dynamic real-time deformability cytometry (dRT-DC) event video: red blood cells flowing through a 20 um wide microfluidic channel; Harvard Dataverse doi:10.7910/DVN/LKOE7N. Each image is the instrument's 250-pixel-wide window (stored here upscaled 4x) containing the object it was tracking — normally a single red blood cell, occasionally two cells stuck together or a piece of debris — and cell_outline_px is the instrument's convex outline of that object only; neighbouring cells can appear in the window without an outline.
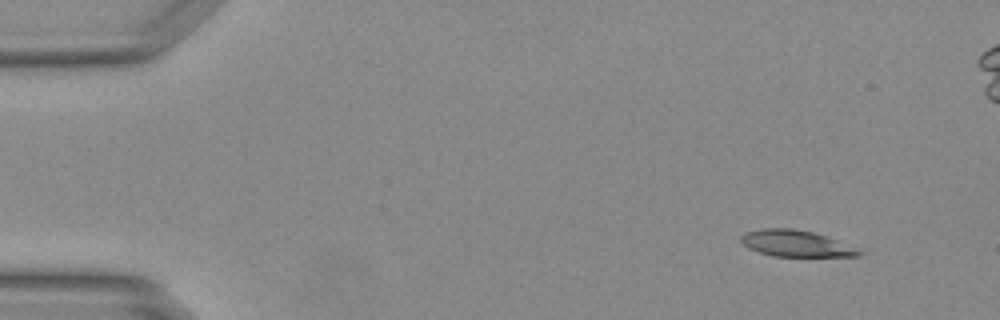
{"species": "Egyptian fruit bat (a non-hibernating species)", "species_latin": "Rousettus aegyptiacus", "temperature_condition": "warm", "stored_images_in_passage": 4, "camera_frame_rate_fps": 3000, "um_per_image_px": 0.085, "animal": {"sex": "female"}, "frame": {"image": 1, "passage_image": 1, "time_ms": 0.0, "image_size_px": [1000, 320], "cell_outline_px": [[864, 252], [860, 256], [772, 256], [748, 248], [740, 240], [740, 236], [744, 232], [764, 228], [792, 228], [812, 232], [836, 240]], "centroid_in_image_um": [67.6, 20.69], "position_along_channel_um": 17.4, "area_um2": 17.86}}